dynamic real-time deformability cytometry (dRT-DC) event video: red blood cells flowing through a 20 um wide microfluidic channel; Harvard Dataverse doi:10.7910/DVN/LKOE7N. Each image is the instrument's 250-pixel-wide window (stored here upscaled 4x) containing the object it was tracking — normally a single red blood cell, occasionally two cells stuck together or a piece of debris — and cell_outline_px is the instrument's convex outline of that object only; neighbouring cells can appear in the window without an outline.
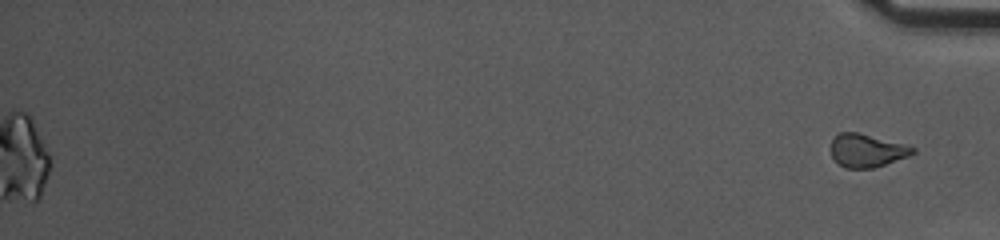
{"species": "common noctule bat (a hibernating species)", "species_latin": "Nyctalus noctula", "temperature_condition": "cold", "stored_images_in_passage": 54, "segment_of_instrument_passage": [2, 2], "camera_frame_rate_fps": 3000, "um_per_image_px": 0.085, "animal": {"sex": "female", "body_mass_g": 10.0, "forearm_length_mm": 53.1}, "frame": {"image": 1, "passage_image": 54, "time_ms": 17.667, "image_size_px": [1000, 240], "cell_outline_px": [[916, 152], [908, 156], [872, 168], [844, 168], [832, 156], [832, 140], [840, 132], [856, 132], [904, 144], [916, 148]], "centroid_in_image_um": [73.69, 12.79], "position_along_channel_um": 361.5, "area_um2": 15.43}}